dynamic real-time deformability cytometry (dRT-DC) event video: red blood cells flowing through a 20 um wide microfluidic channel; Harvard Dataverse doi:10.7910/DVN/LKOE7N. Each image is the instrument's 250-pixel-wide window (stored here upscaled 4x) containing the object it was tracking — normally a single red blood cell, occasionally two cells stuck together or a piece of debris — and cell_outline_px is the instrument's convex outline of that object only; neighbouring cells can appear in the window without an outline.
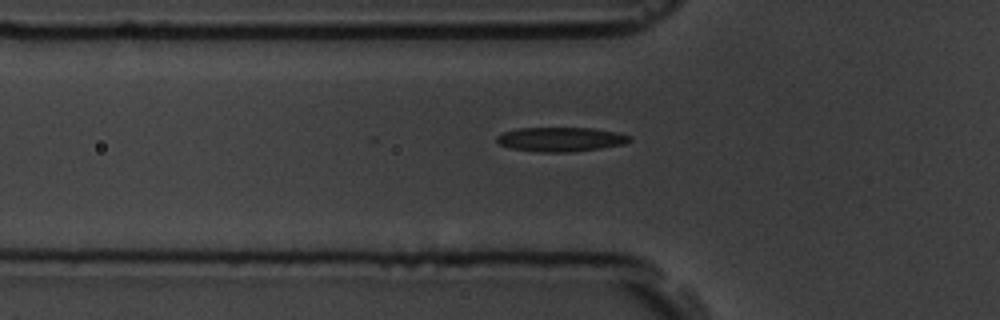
{"species": "common noctule bat (a hibernating species)", "species_latin": "Nyctalus noctula", "temperature_condition": "room temperature", "stored_images_in_passage": 6, "camera_frame_rate_fps": 3000, "um_per_image_px": 0.085, "animal": {"sex": "male", "body_mass_g": 19.5, "forearm_length_mm": 54.6}, "frame": {"image": 1, "passage_image": 2, "time_ms": 0.333, "image_size_px": [1000, 320], "cell_outline_px": [[632, 140], [624, 144], [600, 148], [572, 152], [540, 152], [508, 148], [500, 144], [496, 140], [496, 136], [504, 132], [516, 128], [592, 128], [616, 132], [632, 136]], "centroid_in_image_um": [47.65, 11.84], "position_along_channel_um": 78.1, "area_um2": 18.9}}
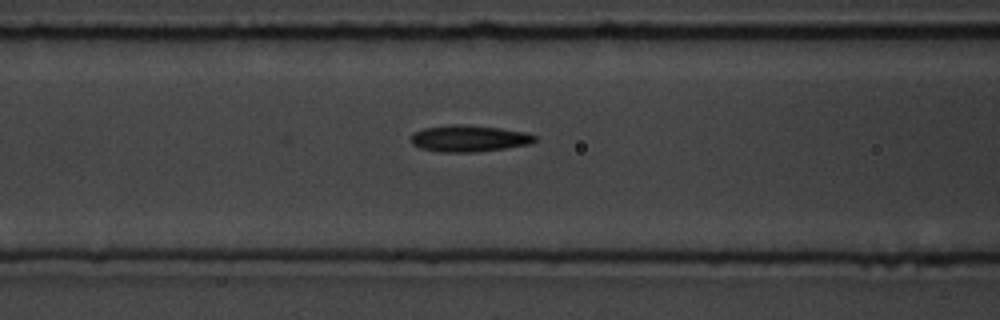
{"frame": {"image": 2, "passage_image": 6, "time_ms": 1.667, "image_size_px": [1000, 320], "cell_outline_px": [[536, 140], [532, 144], [476, 152], [444, 152], [420, 148], [412, 144], [412, 132], [424, 128], [448, 124], [464, 124], [500, 128], [528, 132], [536, 136]], "centroid_in_image_um": [39.88, 11.76], "position_along_channel_um": 126.7, "area_um2": 19.31}}